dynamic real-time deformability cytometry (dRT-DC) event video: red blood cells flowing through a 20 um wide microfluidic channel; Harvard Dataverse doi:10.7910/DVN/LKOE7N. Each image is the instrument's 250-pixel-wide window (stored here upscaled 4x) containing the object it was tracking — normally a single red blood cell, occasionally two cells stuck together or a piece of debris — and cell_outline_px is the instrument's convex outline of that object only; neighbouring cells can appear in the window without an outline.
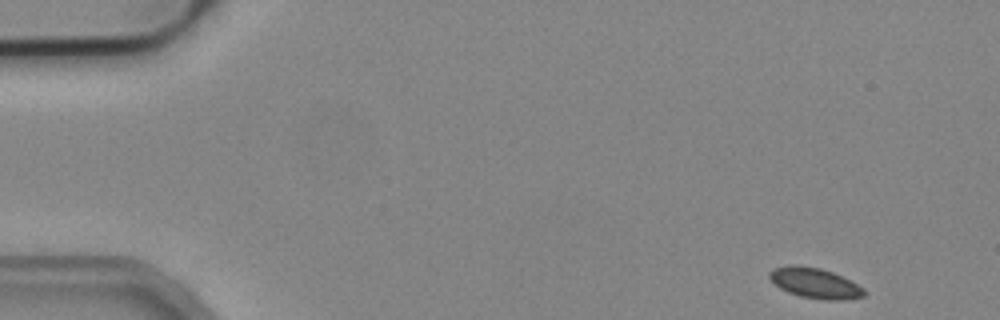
{"species": "common noctule bat (a hibernating species)", "species_latin": "Nyctalus noctula", "temperature_condition": "cold", "stored_images_in_passage": 14, "camera_frame_rate_fps": 3000, "um_per_image_px": 0.085, "animal": {"sex": "male", "body_mass_g": 19.2, "forearm_length_mm": 51.8}, "frame": {"image": 1, "passage_image": 1, "time_ms": 0.0, "image_size_px": [1000, 320], "cell_outline_px": [[868, 292], [864, 296], [844, 300], [828, 300], [800, 296], [788, 292], [780, 288], [768, 276], [768, 272], [772, 268], [788, 264], [792, 264], [820, 268], [832, 272], [864, 288]], "centroid_in_image_um": [69.25, 24.05], "position_along_channel_um": 15.7, "area_um2": 16.7}}